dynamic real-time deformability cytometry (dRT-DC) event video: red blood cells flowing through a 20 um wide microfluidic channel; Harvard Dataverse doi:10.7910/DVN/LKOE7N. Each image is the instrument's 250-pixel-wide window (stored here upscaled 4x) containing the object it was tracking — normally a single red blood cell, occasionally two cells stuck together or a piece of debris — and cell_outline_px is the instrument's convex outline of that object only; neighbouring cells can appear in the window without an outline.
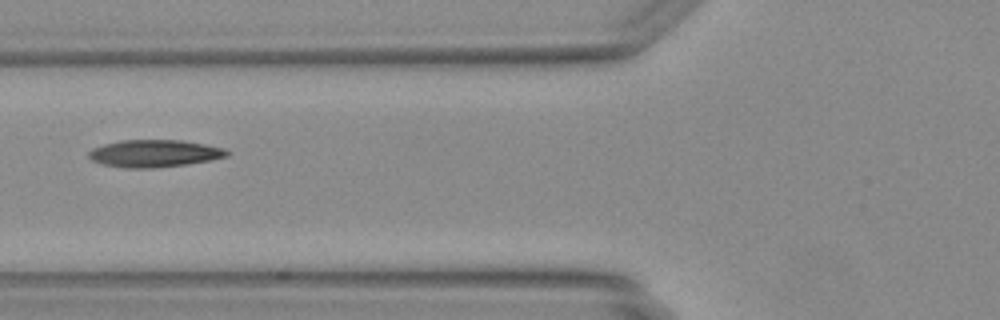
{"species": "Egyptian fruit bat (a non-hibernating species)", "species_latin": "Rousettus aegyptiacus", "temperature_condition": "warm", "stored_images_in_passage": 20, "camera_frame_rate_fps": 3000, "um_per_image_px": 0.085, "animal": {"sex": "female"}, "frame": {"image": 1, "passage_image": 4, "time_ms": 1.0, "image_size_px": [1000, 320], "cell_outline_px": [[228, 156], [212, 160], [184, 164], [152, 168], [124, 168], [104, 164], [92, 160], [88, 156], [88, 152], [92, 148], [104, 144], [124, 140], [180, 140], [204, 144], [224, 148], [228, 152]], "centroid_in_image_um": [13.11, 13.04], "position_along_channel_um": 112.7, "area_um2": 21.79}}